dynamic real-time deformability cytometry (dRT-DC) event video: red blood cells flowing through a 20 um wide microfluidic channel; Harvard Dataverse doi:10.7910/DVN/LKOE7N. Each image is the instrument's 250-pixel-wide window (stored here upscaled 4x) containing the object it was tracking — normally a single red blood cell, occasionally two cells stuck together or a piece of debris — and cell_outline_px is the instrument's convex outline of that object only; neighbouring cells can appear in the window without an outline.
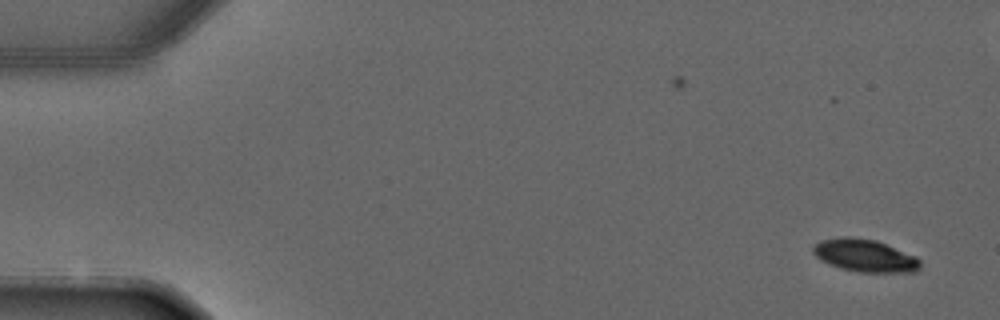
{"species": "common noctule bat (a hibernating species)", "species_latin": "Nyctalus noctula", "temperature_condition": "warm", "stored_images_in_passage": 5, "camera_frame_rate_fps": 3000, "um_per_image_px": 0.085, "animal": {"sex": "male", "forearm_length_mm": 52.5}, "frame": {"image": 1, "passage_image": 1, "time_ms": 0.0, "image_size_px": [1000, 320], "cell_outline_px": [[920, 268], [916, 272], [856, 272], [840, 268], [828, 264], [820, 260], [812, 252], [812, 244], [820, 240], [844, 236], [848, 236], [876, 240], [916, 256], [920, 260]], "centroid_in_image_um": [73.48, 21.72], "position_along_channel_um": 11.5, "area_um2": 20.58}}